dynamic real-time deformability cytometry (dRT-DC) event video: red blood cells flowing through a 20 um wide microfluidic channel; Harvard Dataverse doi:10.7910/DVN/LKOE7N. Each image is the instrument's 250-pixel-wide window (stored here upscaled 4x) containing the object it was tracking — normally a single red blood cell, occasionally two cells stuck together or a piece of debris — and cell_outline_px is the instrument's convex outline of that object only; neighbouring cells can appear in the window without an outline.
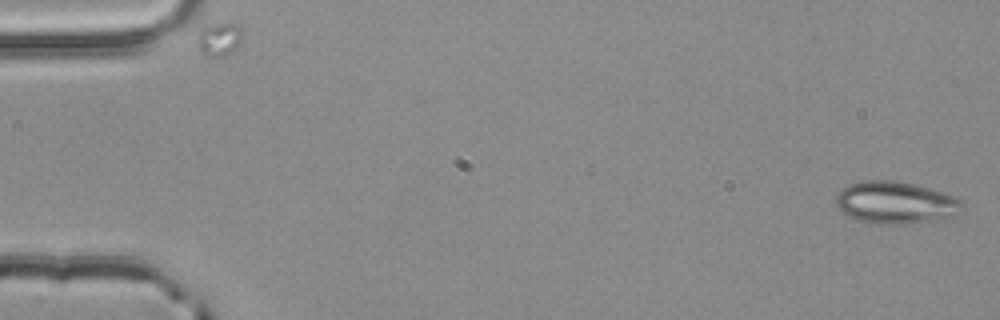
{"species": "common noctule bat (a hibernating species)", "species_latin": "Nyctalus noctula", "temperature_condition": "room temperature", "stored_images_in_passage": 4, "camera_frame_rate_fps": 3000, "um_per_image_px": 0.085, "animal": {"sex": "male", "body_mass_g": 20.4}, "frame": {"image": 1, "passage_image": 1, "time_ms": 0.0, "image_size_px": [1000, 320], "cell_outline_px": [[964, 208], [940, 220], [904, 224], [868, 224], [848, 216], [836, 204], [836, 196], [848, 184], [864, 180], [892, 180], [916, 184], [956, 196], [964, 204]], "centroid_in_image_um": [76.13, 17.22], "position_along_channel_um": 8.9, "area_um2": 31.15}}